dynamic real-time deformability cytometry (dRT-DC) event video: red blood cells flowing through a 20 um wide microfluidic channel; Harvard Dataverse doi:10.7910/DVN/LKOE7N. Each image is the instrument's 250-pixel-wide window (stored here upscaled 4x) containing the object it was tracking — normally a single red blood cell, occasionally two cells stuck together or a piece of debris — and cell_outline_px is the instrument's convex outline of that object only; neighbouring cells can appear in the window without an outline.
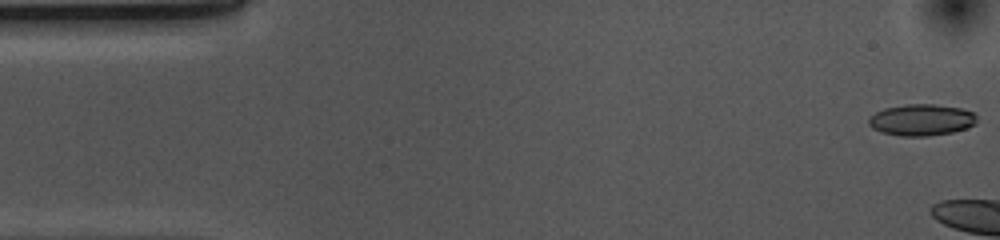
{"species": "common noctule bat (a hibernating species)", "species_latin": "Nyctalus noctula", "temperature_condition": "cold", "stored_images_in_passage": 6, "camera_frame_rate_fps": 3000, "um_per_image_px": 0.085, "animal": {"sex": "female", "body_mass_g": 10.0, "forearm_length_mm": 53.1}, "frame": {"image": 1, "passage_image": 1, "time_ms": 0.0, "image_size_px": [1000, 240], "cell_outline_px": [[976, 124], [952, 132], [928, 136], [900, 136], [880, 132], [872, 128], [868, 124], [868, 116], [884, 108], [904, 104], [932, 104], [960, 108], [972, 112], [976, 116]], "centroid_in_image_um": [78.27, 10.19], "position_along_channel_um": 6.7, "area_um2": 19.88}}